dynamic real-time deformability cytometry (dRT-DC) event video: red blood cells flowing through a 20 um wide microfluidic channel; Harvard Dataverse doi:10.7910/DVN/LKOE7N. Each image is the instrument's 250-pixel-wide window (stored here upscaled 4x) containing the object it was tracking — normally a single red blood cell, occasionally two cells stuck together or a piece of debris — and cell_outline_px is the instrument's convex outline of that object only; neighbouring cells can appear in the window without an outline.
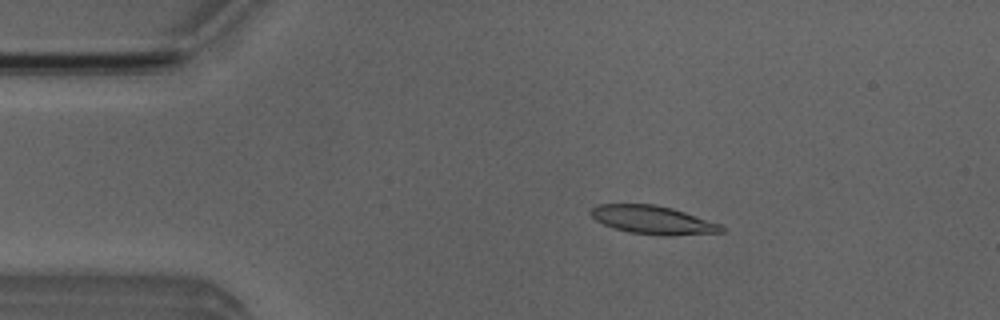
{"species": "Egyptian fruit bat (a non-hibernating species)", "species_latin": "Rousettus aegyptiacus", "temperature_condition": "room temperature", "stored_images_in_passage": 51, "camera_frame_rate_fps": 3000, "um_per_image_px": 0.085, "animal": {"sex": "male"}, "frame": {"image": 1, "passage_image": 9, "time_ms": 2.667, "image_size_px": [1000, 320], "cell_outline_px": [[728, 228], [724, 232], [672, 236], [660, 236], [628, 232], [604, 224], [596, 220], [588, 212], [596, 204], [652, 204], [672, 208], [720, 224]], "centroid_in_image_um": [55.52, 18.71], "position_along_channel_um": 29.5, "area_um2": 21.68}}
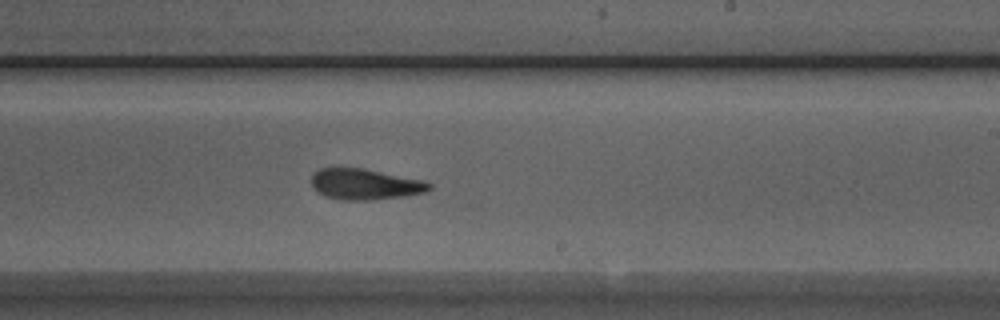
{"frame": {"image": 2, "passage_image": 30, "time_ms": 9.667, "image_size_px": [1000, 320], "cell_outline_px": [[432, 188], [424, 192], [404, 196], [372, 200], [340, 200], [324, 196], [316, 192], [312, 188], [312, 176], [320, 168], [364, 168], [420, 180], [432, 184]], "centroid_in_image_um": [30.98, 15.67], "position_along_channel_um": 258.0, "area_um2": 21.1}}
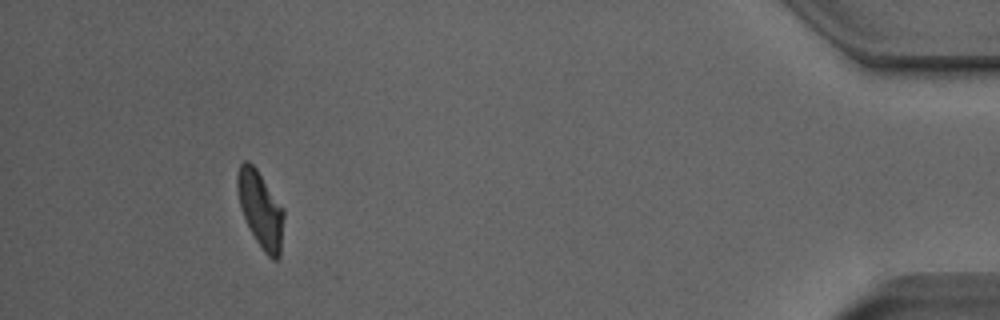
{"frame": {"image": 3, "passage_image": 47, "time_ms": 15.333, "image_size_px": [1000, 320], "cell_outline_px": [[284, 216], [280, 256], [276, 260], [272, 260], [264, 252], [256, 240], [240, 208], [236, 188], [236, 176], [240, 164], [244, 160], [248, 160], [256, 168], [284, 208]], "centroid_in_image_um": [22.14, 17.78], "position_along_channel_um": 413.1, "area_um2": 20.69}, "authors_computed_cell_mechanics": {"area_um2": 21.4438, "velocity_mm_per_s": 3.9683, "shape_relaxation_time_tau1_ms": 6.7338, "shape_relaxation_time_tau2_ms": 3.9196, "deformation_change_tau1": 0.1943, "deformation_change_tau2": 0.1204}}